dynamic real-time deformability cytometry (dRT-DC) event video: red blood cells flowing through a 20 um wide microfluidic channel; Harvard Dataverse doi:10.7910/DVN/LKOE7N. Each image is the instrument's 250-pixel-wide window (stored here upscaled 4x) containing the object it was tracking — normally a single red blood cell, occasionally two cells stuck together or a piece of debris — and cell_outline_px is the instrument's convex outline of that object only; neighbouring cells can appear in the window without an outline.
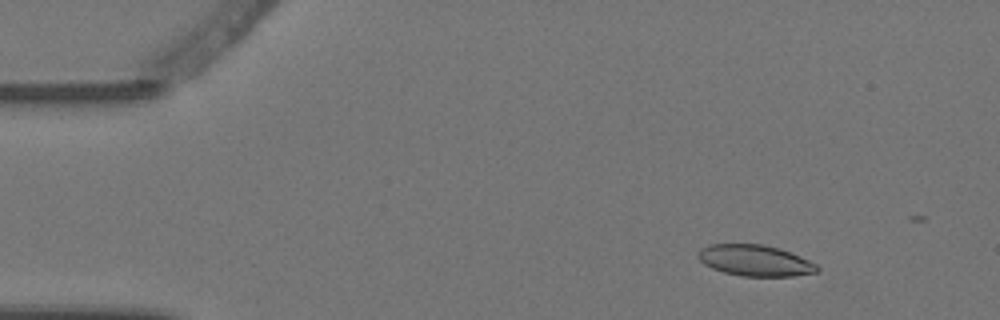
{"species": "Egyptian fruit bat (a non-hibernating species)", "species_latin": "Rousettus aegyptiacus", "temperature_condition": "warm", "stored_images_in_passage": 6, "camera_frame_rate_fps": 3000, "um_per_image_px": 0.085, "animal": {"sex": "female"}, "frame": {"image": 1, "passage_image": 2, "time_ms": 0.333, "image_size_px": [1000, 320], "cell_outline_px": [[820, 268], [816, 272], [792, 276], [740, 276], [724, 272], [712, 268], [704, 264], [696, 256], [700, 248], [708, 244], [764, 244], [780, 248], [800, 256], [816, 264]], "centroid_in_image_um": [64.15, 22.13], "position_along_channel_um": 20.8, "area_um2": 21.68}}
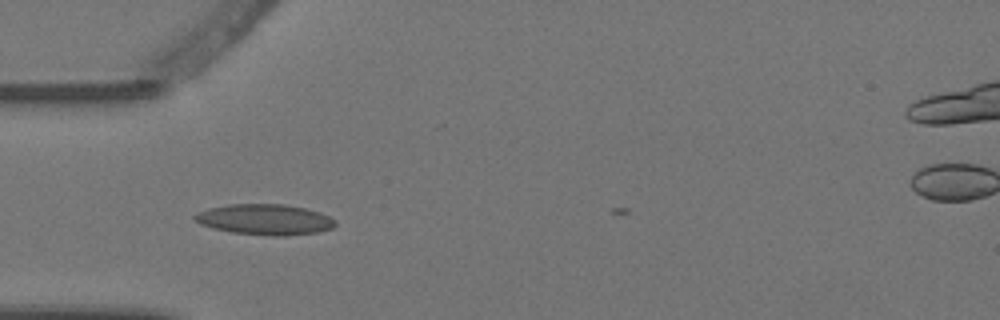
{"frame": {"image": 2, "passage_image": 4, "time_ms": 1.0, "image_size_px": [1000, 320], "cell_outline_px": [[336, 224], [332, 228], [316, 232], [280, 236], [272, 236], [232, 232], [212, 228], [200, 224], [192, 216], [208, 208], [228, 204], [284, 204], [304, 208], [320, 212], [336, 220]], "centroid_in_image_um": [22.51, 18.65], "position_along_channel_um": 62.5, "area_um2": 24.97}}
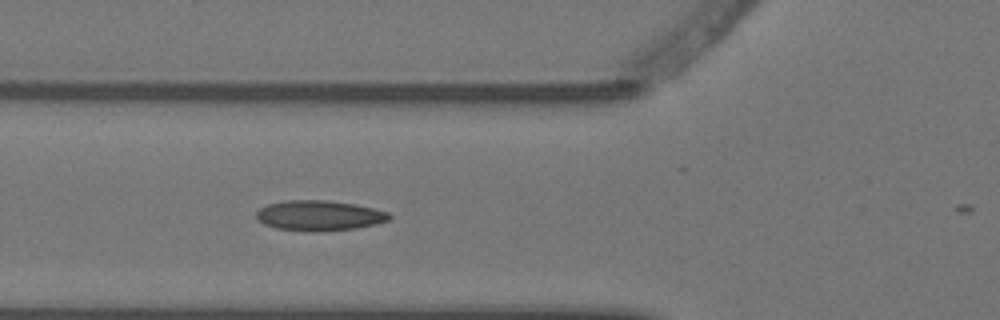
{"frame": {"image": 3, "passage_image": 5, "time_ms": 1.333, "image_size_px": [1000, 320], "cell_outline_px": [[392, 216], [388, 220], [376, 224], [356, 228], [316, 232], [308, 232], [276, 228], [264, 224], [256, 216], [256, 212], [260, 208], [268, 204], [284, 200], [328, 200], [352, 204], [372, 208], [388, 212]], "centroid_in_image_um": [27.12, 18.33], "position_along_channel_um": 98.7, "area_um2": 23.41}}